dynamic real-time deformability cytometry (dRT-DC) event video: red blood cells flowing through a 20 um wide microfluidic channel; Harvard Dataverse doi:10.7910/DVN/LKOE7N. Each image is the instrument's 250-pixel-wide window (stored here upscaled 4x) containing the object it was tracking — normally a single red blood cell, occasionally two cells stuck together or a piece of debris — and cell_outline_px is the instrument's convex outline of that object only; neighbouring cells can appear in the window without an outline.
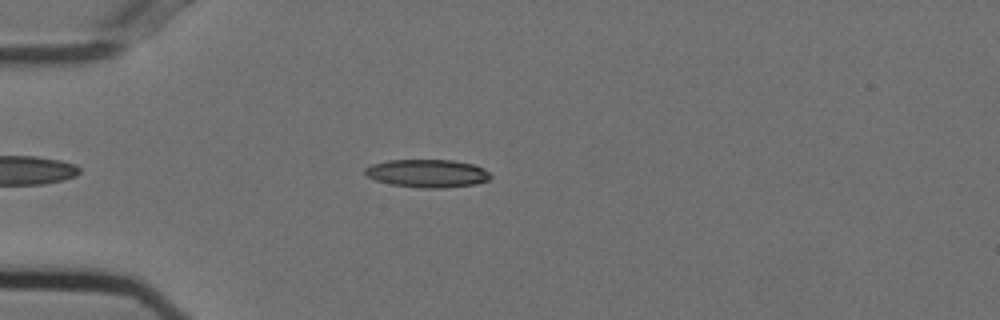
{"species": "Egyptian fruit bat (a non-hibernating species)", "species_latin": "Rousettus aegyptiacus", "temperature_condition": "cold", "stored_images_in_passage": 47, "camera_frame_rate_fps": 3000, "um_per_image_px": 0.085, "animal": {"sex": "female"}, "frame": {"image": 1, "passage_image": 8, "time_ms": 2.333, "image_size_px": [1000, 320], "cell_outline_px": [[492, 176], [488, 180], [476, 184], [440, 188], [420, 188], [392, 184], [376, 180], [364, 176], [364, 168], [372, 164], [388, 160], [452, 160], [472, 164], [484, 168]], "centroid_in_image_um": [36.3, 14.73], "position_along_channel_um": 48.7, "area_um2": 20.52}}
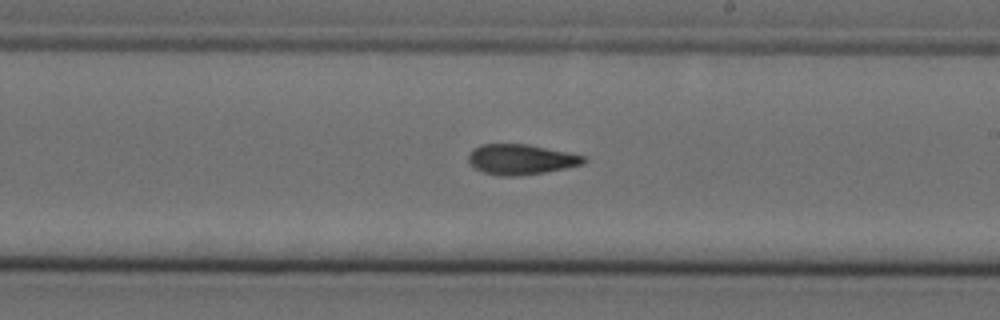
{"frame": {"image": 2, "passage_image": 25, "time_ms": 8.0, "image_size_px": [1000, 320], "cell_outline_px": [[588, 160], [584, 164], [568, 168], [520, 176], [500, 176], [484, 172], [476, 168], [468, 160], [468, 156], [472, 148], [480, 144], [528, 144], [568, 152], [584, 156]], "centroid_in_image_um": [44.3, 13.54], "position_along_channel_um": 244.7, "area_um2": 20.46}}
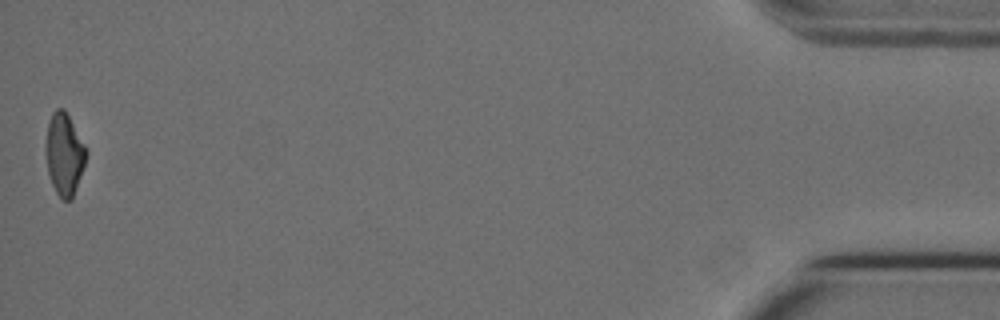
{"frame": {"image": 3, "passage_image": 47, "time_ms": 15.333, "image_size_px": [1000, 320], "cell_outline_px": [[88, 152], [72, 200], [64, 200], [56, 192], [52, 184], [48, 172], [44, 144], [48, 124], [52, 112], [56, 108], [64, 108], [84, 144]], "centroid_in_image_um": [5.44, 13.08], "position_along_channel_um": 429.8, "area_um2": 19.19}, "authors_computed_cell_mechanics": {"area_um2": 20.1144, "velocity_mm_per_s": 3.7389, "shape_relaxation_time_tau1_ms": null, "shape_relaxation_time_tau2_ms": 2.8061, "deformation_change_tau1": null, "deformation_change_tau2": 0.1006}}